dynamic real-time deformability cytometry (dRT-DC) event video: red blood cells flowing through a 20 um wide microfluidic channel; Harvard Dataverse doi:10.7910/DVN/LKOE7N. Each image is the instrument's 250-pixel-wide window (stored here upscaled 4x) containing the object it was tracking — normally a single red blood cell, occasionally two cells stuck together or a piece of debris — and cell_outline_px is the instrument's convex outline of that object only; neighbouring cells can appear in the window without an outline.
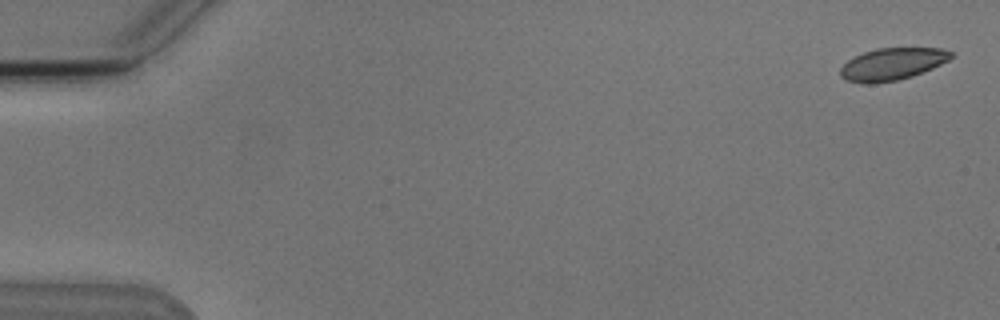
{"species": "Egyptian fruit bat (a non-hibernating species)", "species_latin": "Rousettus aegyptiacus", "temperature_condition": "cold", "stored_images_in_passage": 3, "camera_frame_rate_fps": 3000, "um_per_image_px": 0.085, "animal": {"sex": "male"}, "frame": {"image": 1, "passage_image": 1, "time_ms": 0.0, "image_size_px": [1000, 320], "cell_outline_px": [[956, 52], [948, 60], [932, 68], [912, 76], [896, 80], [872, 84], [860, 84], [844, 80], [840, 76], [840, 68], [848, 60], [864, 52], [880, 48], [940, 48]], "centroid_in_image_um": [75.82, 5.45], "position_along_channel_um": 9.2, "area_um2": 20.75}}